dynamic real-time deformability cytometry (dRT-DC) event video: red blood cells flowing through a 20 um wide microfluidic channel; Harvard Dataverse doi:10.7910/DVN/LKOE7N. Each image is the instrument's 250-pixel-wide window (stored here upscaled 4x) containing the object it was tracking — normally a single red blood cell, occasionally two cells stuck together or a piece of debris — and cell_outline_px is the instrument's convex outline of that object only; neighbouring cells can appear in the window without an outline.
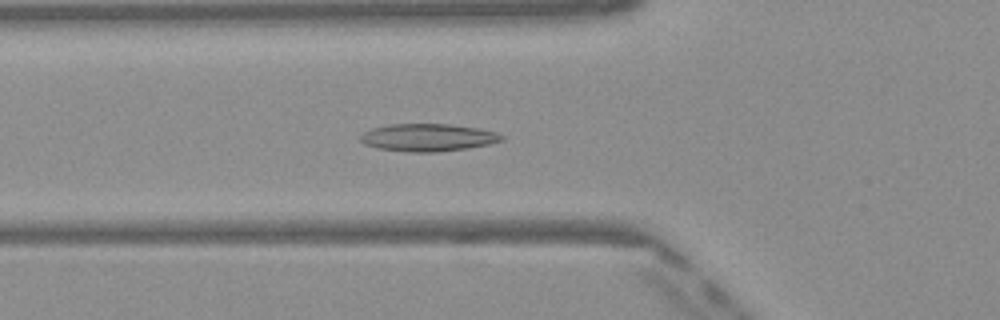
{"species": "Egyptian fruit bat (a non-hibernating species)", "species_latin": "Rousettus aegyptiacus", "temperature_condition": "warm", "stored_images_in_passage": 45, "camera_frame_rate_fps": 3000, "um_per_image_px": 0.085, "frame": {"image": 1, "passage_image": 12, "time_ms": 3.667, "image_size_px": [1000, 320], "cell_outline_px": [[504, 140], [488, 144], [468, 148], [436, 152], [408, 152], [376, 148], [364, 144], [360, 140], [360, 136], [364, 132], [372, 128], [388, 124], [452, 124], [480, 128], [496, 132], [504, 136]], "centroid_in_image_um": [36.38, 11.68], "position_along_channel_um": 89.4, "area_um2": 22.83}}
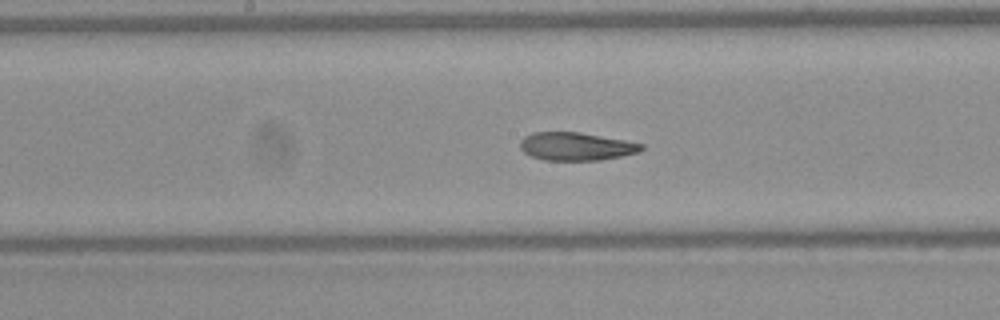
{"frame": {"image": 2, "passage_image": 20, "time_ms": 6.333, "image_size_px": [1000, 320], "cell_outline_px": [[644, 148], [640, 152], [600, 160], [544, 160], [532, 156], [524, 152], [520, 148], [520, 140], [524, 136], [532, 132], [580, 132], [624, 140], [644, 144]], "centroid_in_image_um": [48.96, 12.44], "position_along_channel_um": 199.2, "area_um2": 19.83}}
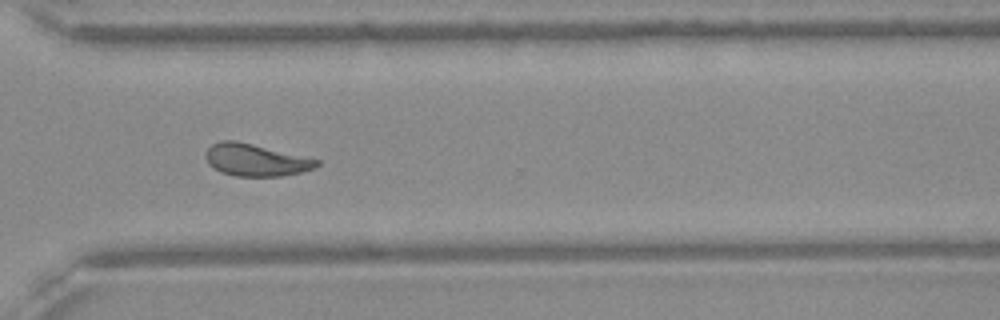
{"frame": {"image": 3, "passage_image": 31, "time_ms": 10.0, "image_size_px": [1000, 320], "cell_outline_px": [[320, 164], [312, 168], [300, 172], [284, 176], [236, 176], [220, 172], [208, 164], [204, 156], [204, 152], [212, 144], [220, 140], [236, 140], [320, 160]], "centroid_in_image_um": [21.68, 13.59], "position_along_channel_um": 348.9, "area_um2": 20.81}, "authors_computed_cell_mechanics": {"area_um2": 21.3282, "velocity_mm_per_s": 4.079, "shape_relaxation_time_tau1_ms": null, "shape_relaxation_time_tau2_ms": 2.1617, "deformation_change_tau1": null, "deformation_change_tau2": 0.0788}}